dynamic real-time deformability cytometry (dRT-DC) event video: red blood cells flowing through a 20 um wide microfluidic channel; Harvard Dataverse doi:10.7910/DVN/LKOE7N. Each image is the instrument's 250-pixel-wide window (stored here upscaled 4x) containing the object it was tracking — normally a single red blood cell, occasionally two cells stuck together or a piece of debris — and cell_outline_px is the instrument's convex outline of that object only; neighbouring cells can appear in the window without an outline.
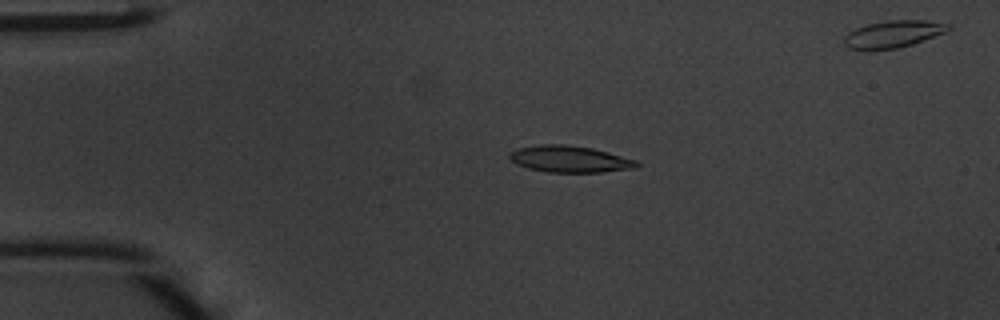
{"species": "common noctule bat (a hibernating species)", "species_latin": "Nyctalus noctula", "temperature_condition": "warm", "stored_images_in_passage": 49, "segment_of_instrument_passage": [1, 2], "camera_frame_rate_fps": 3000, "um_per_image_px": 0.085, "animal": {"sex": "male", "body_mass_g": 20.1, "forearm_length_mm": 53.5}, "frame": {"image": 1, "passage_image": 11, "time_ms": 3.333, "image_size_px": [1000, 320], "cell_outline_px": [[640, 164], [636, 168], [600, 172], [548, 172], [528, 168], [516, 164], [508, 156], [516, 148], [540, 144], [564, 144], [592, 148], [608, 152], [636, 160]], "centroid_in_image_um": [48.42, 13.52], "position_along_channel_um": 36.6, "area_um2": 19.65}}
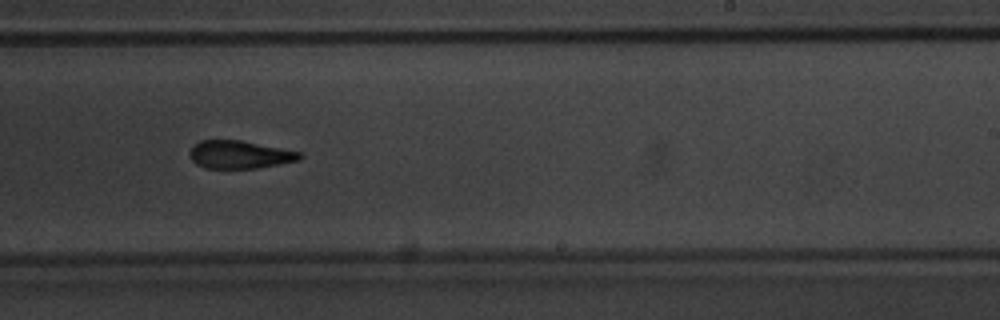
{"frame": {"image": 2, "passage_image": 30, "time_ms": 9.667, "image_size_px": [1000, 320], "cell_outline_px": [[304, 156], [300, 160], [256, 168], [204, 168], [196, 164], [192, 160], [188, 152], [192, 144], [200, 140], [240, 140], [304, 152]], "centroid_in_image_um": [20.37, 13.13], "position_along_channel_um": 268.6, "area_um2": 18.15}}
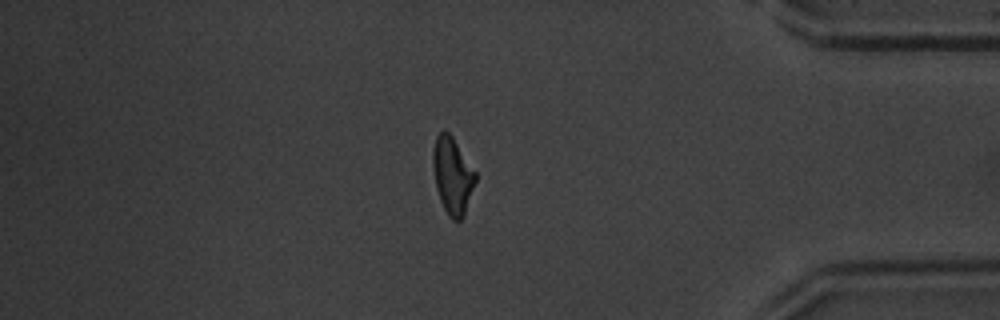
{"frame": {"image": 3, "passage_image": 41, "time_ms": 13.333, "image_size_px": [1000, 320], "cell_outline_px": [[476, 180], [464, 216], [460, 220], [452, 220], [448, 216], [440, 200], [436, 188], [432, 164], [432, 148], [436, 136], [444, 128], [452, 136], [476, 172]], "centroid_in_image_um": [38.44, 14.91], "position_along_channel_um": 396.8, "area_um2": 19.13}}